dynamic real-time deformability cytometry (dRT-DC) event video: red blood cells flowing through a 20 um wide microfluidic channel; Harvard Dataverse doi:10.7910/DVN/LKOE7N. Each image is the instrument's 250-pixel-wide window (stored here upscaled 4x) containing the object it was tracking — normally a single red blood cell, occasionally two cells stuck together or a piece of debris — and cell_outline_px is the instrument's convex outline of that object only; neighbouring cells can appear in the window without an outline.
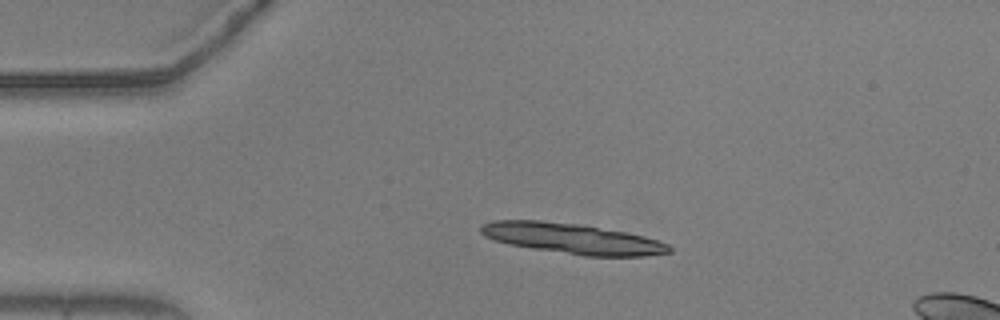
{"species": "common noctule bat (a hibernating species)", "species_latin": "Nyctalus noctula", "temperature_condition": "warm", "stored_images_in_passage": 45, "segment_of_instrument_passage": [1, 2], "camera_frame_rate_fps": 3000, "um_per_image_px": 0.085, "animal": {"sex": "male", "body_mass_g": 20.5, "forearm_length_mm": 52.5}, "frame": {"image": 1, "passage_image": 1, "time_ms": 0.0, "image_size_px": [1000, 320], "cell_outline_px": [[672, 252], [644, 256], [584, 256], [508, 244], [484, 236], [480, 232], [480, 224], [492, 220], [540, 220], [580, 224], [624, 232], [644, 236], [668, 244], [672, 248]], "centroid_in_image_um": [48.62, 20.27], "position_along_channel_um": 36.4, "area_um2": 33.29}}